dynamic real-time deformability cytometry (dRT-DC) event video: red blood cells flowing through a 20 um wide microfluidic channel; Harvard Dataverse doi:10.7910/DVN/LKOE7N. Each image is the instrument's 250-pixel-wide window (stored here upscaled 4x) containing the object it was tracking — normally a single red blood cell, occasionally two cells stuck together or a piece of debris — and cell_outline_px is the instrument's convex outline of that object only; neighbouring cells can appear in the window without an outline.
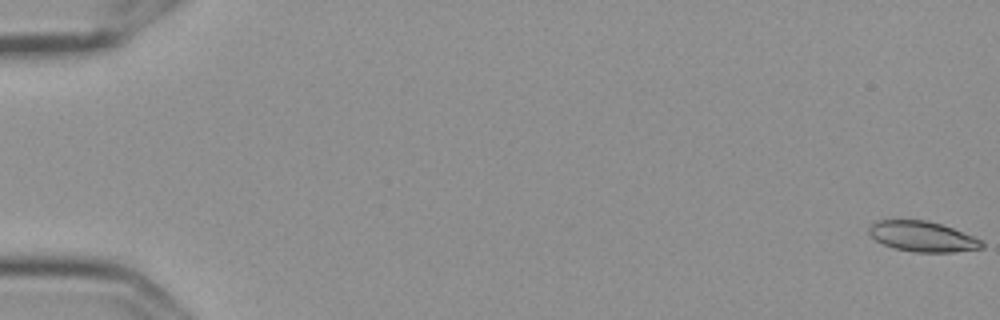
{"species": "Egyptian fruit bat (a non-hibernating species)", "species_latin": "Rousettus aegyptiacus", "temperature_condition": "cold", "stored_images_in_passage": 58, "camera_frame_rate_fps": 3000, "um_per_image_px": 0.085, "frame": {"image": 1, "passage_image": 1, "time_ms": 0.0, "image_size_px": [1000, 320], "cell_outline_px": [[984, 248], [952, 252], [916, 252], [896, 248], [884, 244], [876, 240], [868, 232], [868, 228], [872, 224], [880, 220], [924, 220], [940, 224], [952, 228], [984, 240]], "centroid_in_image_um": [78.45, 20.11], "position_along_channel_um": 6.5, "area_um2": 19.77}}
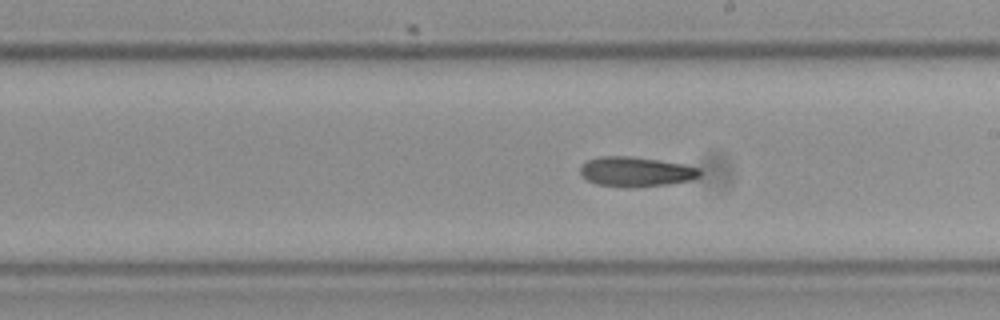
{"frame": {"image": 2, "passage_image": 34, "time_ms": 11.0, "image_size_px": [1000, 320], "cell_outline_px": [[700, 176], [692, 180], [668, 184], [632, 188], [628, 188], [596, 184], [580, 176], [580, 168], [588, 160], [600, 156], [632, 156], [684, 164], [700, 168]], "centroid_in_image_um": [54.05, 14.6], "position_along_channel_um": 234.9, "area_um2": 20.92}}
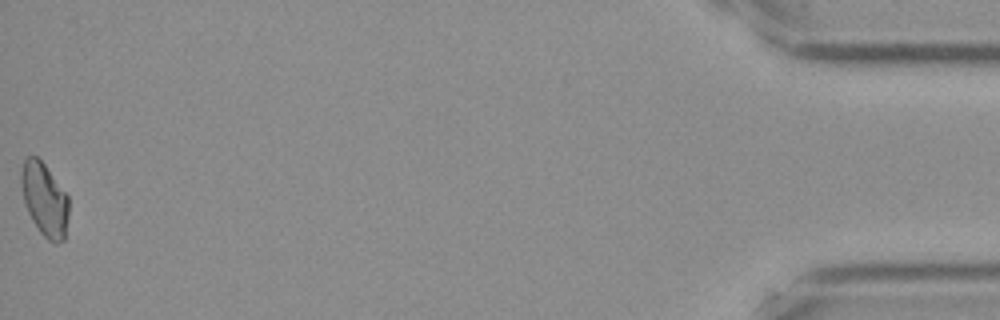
{"frame": {"image": 3, "passage_image": 58, "time_ms": 19.0, "image_size_px": [1000, 320], "cell_outline_px": [[68, 216], [64, 240], [56, 244], [48, 240], [40, 232], [32, 220], [24, 204], [20, 184], [20, 172], [24, 160], [28, 156], [36, 156], [44, 164], [68, 196]], "centroid_in_image_um": [3.76, 16.96], "position_along_channel_um": 431.4, "area_um2": 20.29}}